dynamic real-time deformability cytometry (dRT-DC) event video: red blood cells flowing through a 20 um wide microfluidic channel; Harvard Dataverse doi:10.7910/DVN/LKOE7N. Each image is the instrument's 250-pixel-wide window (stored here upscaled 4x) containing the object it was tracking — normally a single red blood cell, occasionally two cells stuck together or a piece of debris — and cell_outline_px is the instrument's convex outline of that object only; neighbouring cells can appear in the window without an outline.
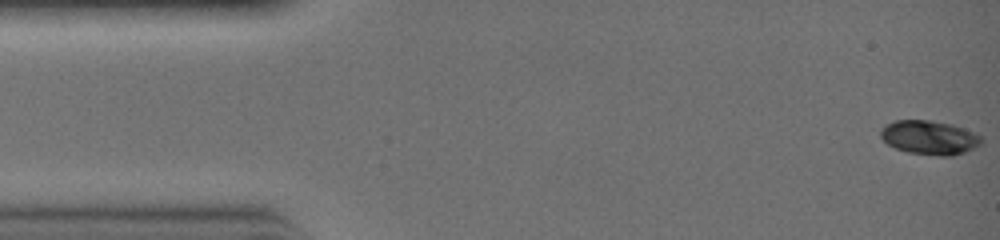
{"species": "common noctule bat (a hibernating species)", "species_latin": "Nyctalus noctula", "temperature_condition": "warm", "stored_images_in_passage": 32, "camera_frame_rate_fps": 3000, "um_per_image_px": 0.085, "animal": {"sex": "female", "body_mass_g": 19.0, "forearm_length_mm": 51.5}, "frame": {"image": 1, "passage_image": 1, "time_ms": 0.0, "image_size_px": [1000, 240], "cell_outline_px": [[980, 144], [964, 152], [952, 156], [940, 156], [908, 152], [896, 148], [888, 144], [880, 136], [880, 132], [888, 124], [896, 120], [928, 120], [952, 124], [972, 132], [980, 136]], "centroid_in_image_um": [78.98, 11.69], "position_along_channel_um": 6.0, "area_um2": 19.54}}
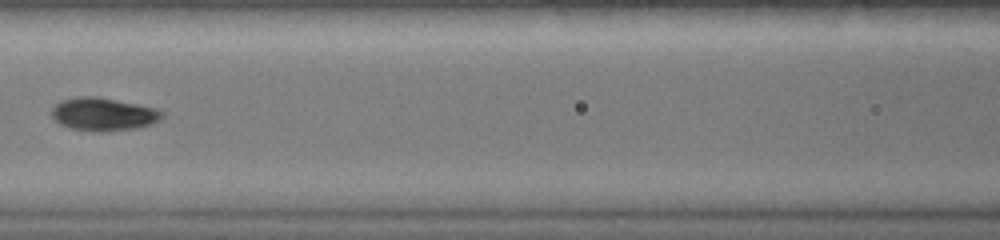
{"frame": {"image": 2, "passage_image": 14, "time_ms": 4.333, "image_size_px": [1000, 240], "cell_outline_px": [[164, 116], [160, 120], [152, 124], [136, 128], [108, 132], [92, 132], [72, 128], [60, 124], [52, 116], [52, 108], [60, 100], [80, 96], [100, 96], [160, 108], [164, 112]], "centroid_in_image_um": [8.85, 9.7], "position_along_channel_um": 157.8, "area_um2": 21.79}}
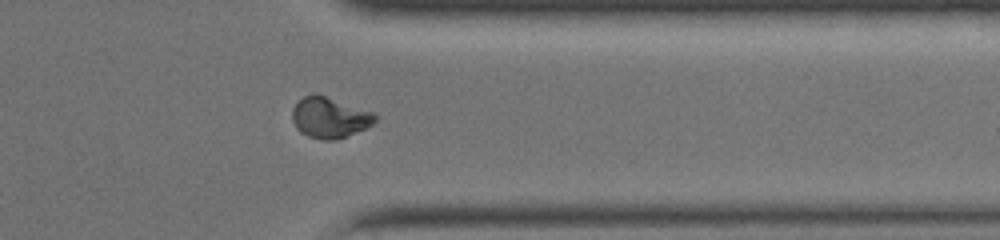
{"frame": {"image": 3, "passage_image": 25, "time_ms": 8.0, "image_size_px": [1000, 240], "cell_outline_px": [[380, 116], [372, 124], [364, 128], [336, 140], [324, 140], [308, 136], [300, 132], [296, 128], [292, 120], [292, 108], [304, 96], [324, 96], [376, 112]], "centroid_in_image_um": [28.05, 10.01], "position_along_channel_um": 383.4, "area_um2": 19.42}}